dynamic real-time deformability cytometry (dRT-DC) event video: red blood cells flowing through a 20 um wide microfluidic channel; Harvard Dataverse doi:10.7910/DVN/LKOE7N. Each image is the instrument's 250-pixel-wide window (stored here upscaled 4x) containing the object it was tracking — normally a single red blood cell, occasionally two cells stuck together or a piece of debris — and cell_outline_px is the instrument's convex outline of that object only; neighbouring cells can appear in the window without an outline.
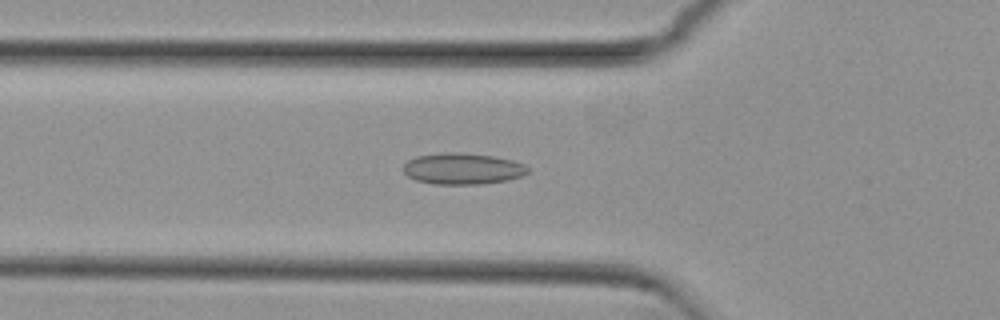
{"species": "common noctule bat (a hibernating species)", "species_latin": "Nyctalus noctula", "temperature_condition": "cold", "stored_images_in_passage": 37, "camera_frame_rate_fps": 3000, "um_per_image_px": 0.085, "animal": {"sex": "female", "body_mass_g": 29.2, "forearm_length_mm": 56.3}, "frame": {"image": 1, "passage_image": 2, "time_ms": 0.333, "image_size_px": [1000, 320], "cell_outline_px": [[528, 172], [520, 176], [508, 180], [480, 184], [436, 184], [416, 180], [408, 176], [404, 172], [404, 164], [408, 160], [416, 156], [448, 152], [456, 152], [492, 156], [512, 160], [524, 164], [528, 168]], "centroid_in_image_um": [39.31, 14.34], "position_along_channel_um": 86.5, "area_um2": 22.48}}
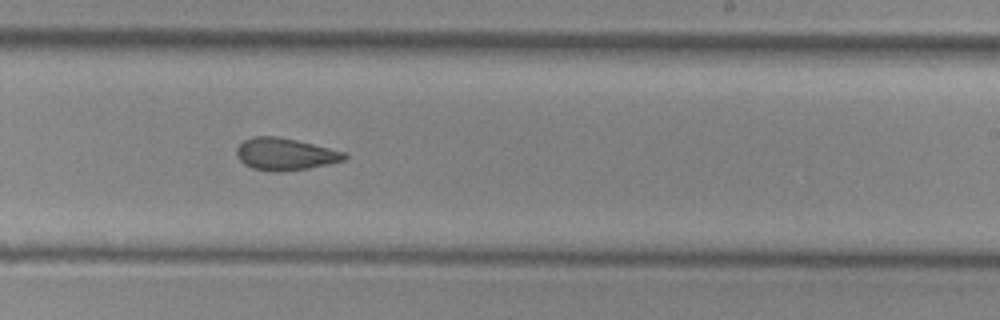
{"frame": {"image": 2, "passage_image": 16, "time_ms": 5.0, "image_size_px": [1000, 320], "cell_outline_px": [[348, 156], [344, 160], [328, 164], [308, 168], [280, 172], [272, 172], [252, 168], [244, 164], [236, 156], [236, 148], [244, 140], [252, 136], [276, 136], [296, 140], [344, 152]], "centroid_in_image_um": [24.19, 13.1], "position_along_channel_um": 264.8, "area_um2": 20.11}}
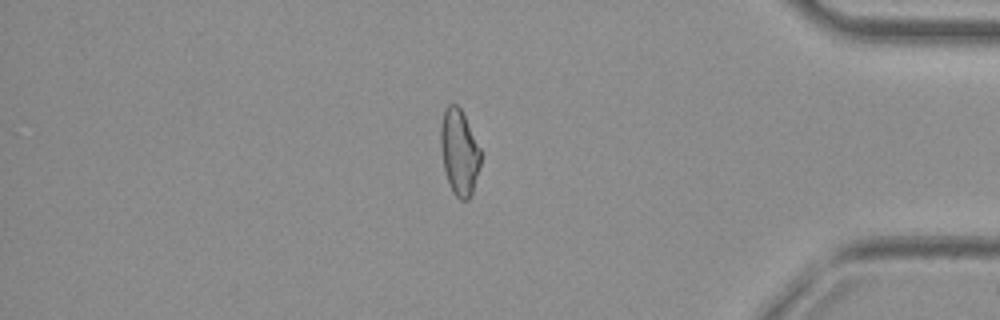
{"frame": {"image": 3, "passage_image": 29, "time_ms": 9.333, "image_size_px": [1000, 320], "cell_outline_px": [[480, 164], [472, 192], [468, 200], [460, 200], [452, 192], [444, 168], [440, 148], [440, 124], [444, 108], [448, 104], [456, 104], [460, 108], [480, 148]], "centroid_in_image_um": [39.01, 12.92], "position_along_channel_um": 396.2, "area_um2": 19.83}}